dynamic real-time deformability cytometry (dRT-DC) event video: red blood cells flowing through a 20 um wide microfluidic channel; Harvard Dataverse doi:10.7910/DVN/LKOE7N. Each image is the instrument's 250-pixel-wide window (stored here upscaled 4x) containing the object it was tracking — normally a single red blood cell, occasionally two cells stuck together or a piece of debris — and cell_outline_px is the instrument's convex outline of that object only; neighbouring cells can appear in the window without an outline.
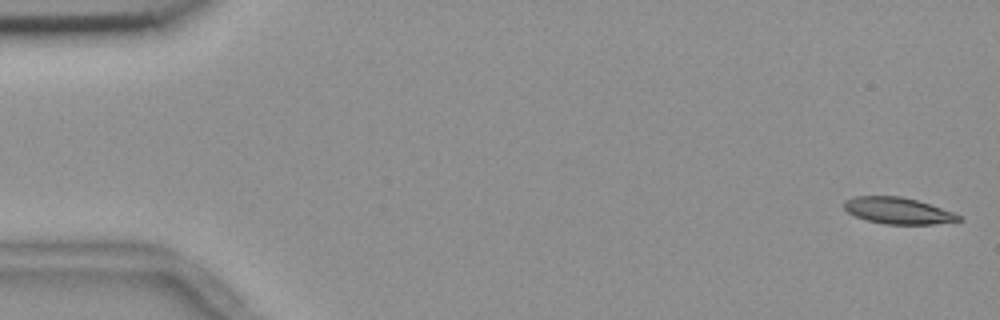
{"species": "common noctule bat (a hibernating species)", "species_latin": "Nyctalus noctula", "temperature_condition": "room temperature", "stored_images_in_passage": 5, "camera_frame_rate_fps": 3000, "um_per_image_px": 0.085, "animal": {"sex": "female", "body_mass_g": 18.4}, "frame": {"image": 1, "passage_image": 1, "time_ms": 0.0, "image_size_px": [1000, 320], "cell_outline_px": [[964, 220], [936, 224], [884, 224], [868, 220], [856, 216], [848, 212], [844, 208], [844, 200], [852, 196], [900, 196], [916, 200], [956, 212], [964, 216]], "centroid_in_image_um": [76.39, 17.91], "position_along_channel_um": 8.6, "area_um2": 17.86}}
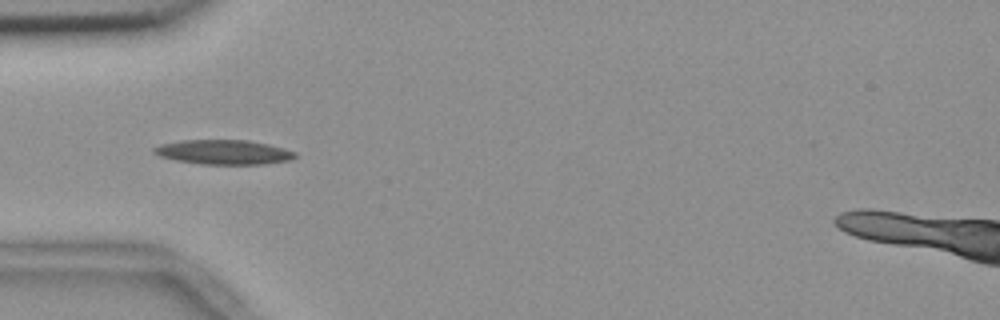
{"frame": {"image": 2, "passage_image": 5, "time_ms": 1.333, "image_size_px": [1000, 320], "cell_outline_px": [[296, 156], [292, 160], [264, 164], [200, 164], [176, 160], [160, 156], [152, 152], [152, 148], [160, 144], [180, 140], [248, 140], [268, 144], [284, 148], [296, 152]], "centroid_in_image_um": [19.01, 12.93], "position_along_channel_um": 66.0, "area_um2": 20.29}}